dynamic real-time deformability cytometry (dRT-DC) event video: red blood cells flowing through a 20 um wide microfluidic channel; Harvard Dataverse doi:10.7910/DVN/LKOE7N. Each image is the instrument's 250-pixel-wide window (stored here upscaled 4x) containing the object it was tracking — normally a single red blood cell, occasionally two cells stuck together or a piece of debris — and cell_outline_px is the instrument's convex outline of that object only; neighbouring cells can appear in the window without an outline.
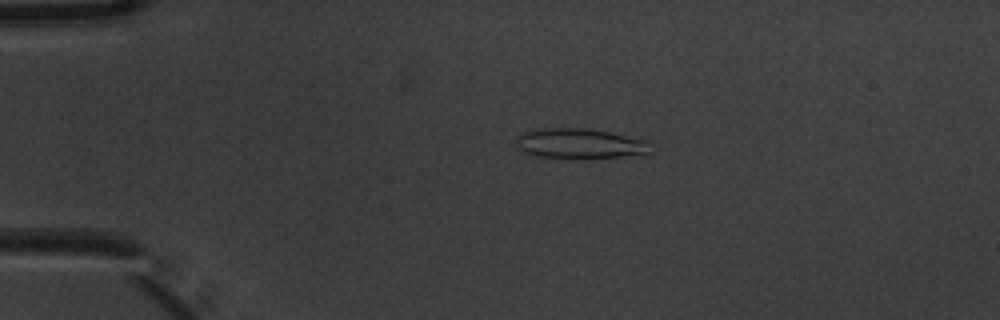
{"species": "common noctule bat (a hibernating species)", "species_latin": "Nyctalus noctula", "temperature_condition": "warm", "stored_images_in_passage": 2, "camera_frame_rate_fps": 3000, "um_per_image_px": 0.085, "animal": {"sex": "male", "body_mass_g": 20.1, "forearm_length_mm": 53.5}, "frame": {"image": 1, "passage_image": 1, "time_ms": 0.0, "image_size_px": [1000, 320], "cell_outline_px": [[652, 152], [648, 156], [584, 160], [580, 160], [528, 156], [516, 148], [516, 136], [524, 132], [536, 128], [588, 128], [648, 140]], "centroid_in_image_um": [49.32, 12.26], "position_along_channel_um": 35.7, "area_um2": 25.26}}